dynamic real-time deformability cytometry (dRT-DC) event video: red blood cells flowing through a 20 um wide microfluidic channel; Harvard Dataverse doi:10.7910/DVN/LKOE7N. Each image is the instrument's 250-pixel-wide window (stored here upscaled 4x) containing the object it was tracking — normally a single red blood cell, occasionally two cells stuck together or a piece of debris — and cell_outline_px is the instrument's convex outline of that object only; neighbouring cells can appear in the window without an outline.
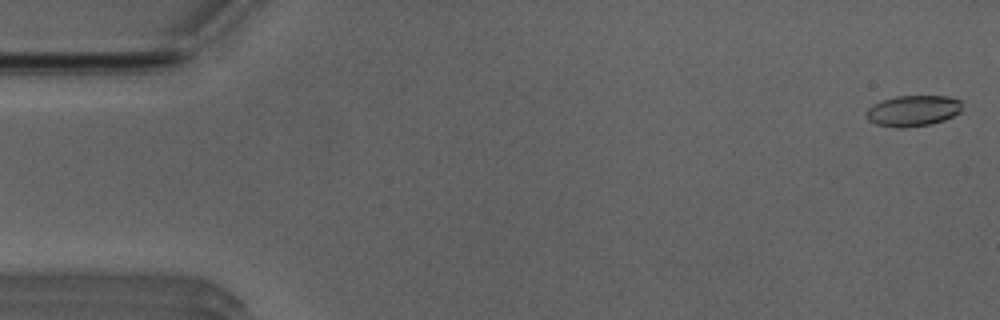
{"species": "Egyptian fruit bat (a non-hibernating species)", "species_latin": "Rousettus aegyptiacus", "temperature_condition": "room temperature", "stored_images_in_passage": 41, "camera_frame_rate_fps": 3000, "um_per_image_px": 0.085, "animal": {"sex": "male"}, "frame": {"image": 1, "passage_image": 1, "time_ms": 0.0, "image_size_px": [1000, 320], "cell_outline_px": [[964, 112], [944, 120], [928, 124], [904, 128], [896, 128], [876, 124], [868, 120], [864, 112], [872, 104], [896, 96], [948, 96], [960, 100]], "centroid_in_image_um": [77.62, 9.42], "position_along_channel_um": 7.4, "area_um2": 17.51}}
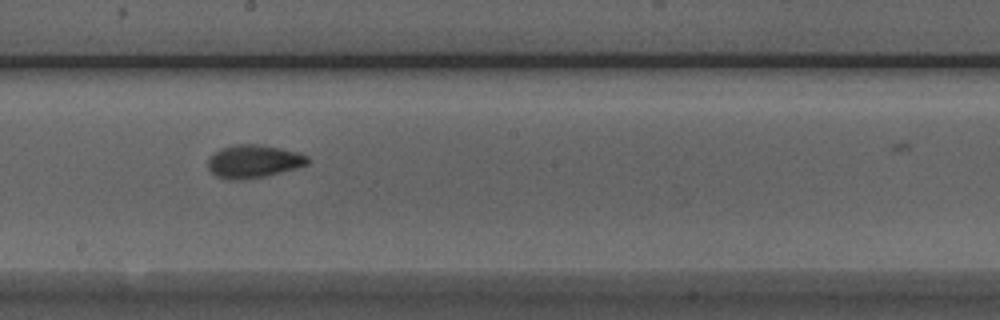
{"frame": {"image": 2, "passage_image": 28, "time_ms": 9.0, "image_size_px": [1000, 320], "cell_outline_px": [[308, 164], [296, 168], [264, 176], [244, 180], [228, 180], [216, 176], [208, 168], [208, 160], [220, 148], [236, 144], [260, 144], [300, 152], [308, 156]], "centroid_in_image_um": [21.56, 13.71], "position_along_channel_um": 226.6, "area_um2": 19.19}}
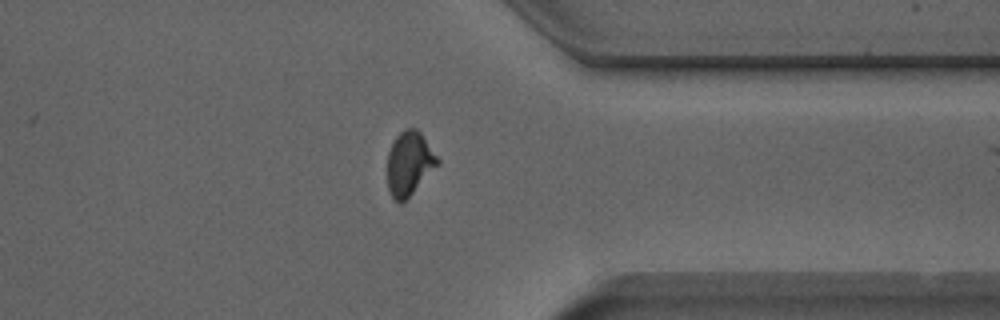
{"frame": {"image": 3, "passage_image": 40, "time_ms": 13.0, "image_size_px": [1000, 320], "cell_outline_px": [[440, 164], [400, 204], [392, 196], [388, 188], [388, 152], [396, 136], [404, 128], [416, 128], [420, 132], [440, 160]], "centroid_in_image_um": [34.8, 13.86], "position_along_channel_um": 376.6, "area_um2": 18.38}}